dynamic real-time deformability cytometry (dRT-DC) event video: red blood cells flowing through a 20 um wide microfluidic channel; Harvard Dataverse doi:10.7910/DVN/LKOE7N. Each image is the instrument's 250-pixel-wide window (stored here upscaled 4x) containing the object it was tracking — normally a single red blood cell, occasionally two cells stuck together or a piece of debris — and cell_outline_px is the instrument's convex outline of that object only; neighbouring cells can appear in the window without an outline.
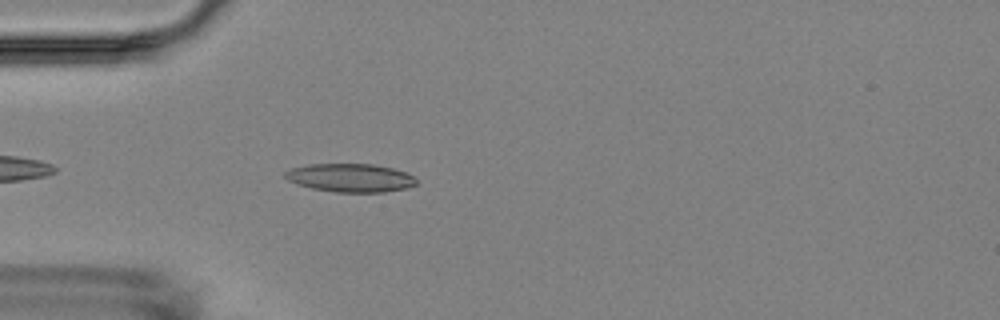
{"species": "Egyptian fruit bat (a non-hibernating species)", "species_latin": "Rousettus aegyptiacus", "temperature_condition": "room temperature", "stored_images_in_passage": 2, "camera_frame_rate_fps": 3000, "um_per_image_px": 0.085, "animal": {"sex": "female"}, "frame": {"image": 1, "passage_image": 2, "time_ms": 1.0, "image_size_px": [1000, 320], "cell_outline_px": [[416, 184], [404, 188], [384, 192], [336, 192], [312, 188], [288, 180], [284, 176], [284, 172], [292, 168], [308, 164], [372, 164], [392, 168], [404, 172], [412, 176], [416, 180]], "centroid_in_image_um": [29.76, 15.11], "position_along_channel_um": 55.2, "area_um2": 21.39}}